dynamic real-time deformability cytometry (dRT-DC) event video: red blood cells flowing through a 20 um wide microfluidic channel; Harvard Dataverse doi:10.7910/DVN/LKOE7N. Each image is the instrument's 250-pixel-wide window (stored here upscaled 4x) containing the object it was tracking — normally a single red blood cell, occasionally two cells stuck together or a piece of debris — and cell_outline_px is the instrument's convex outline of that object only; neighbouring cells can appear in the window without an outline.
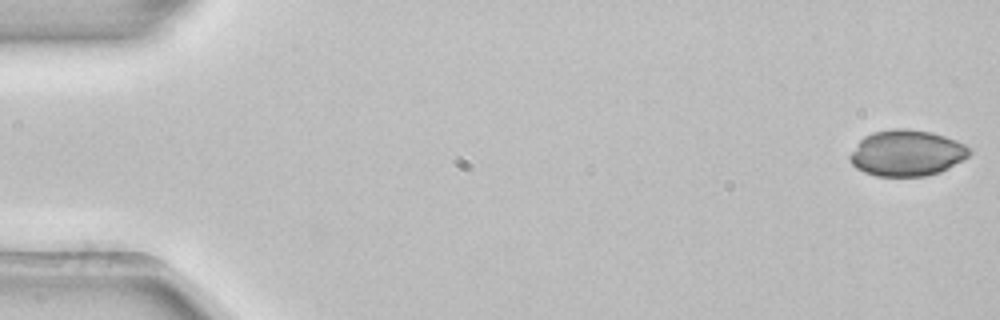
{"species": "common noctule bat (a hibernating species)", "species_latin": "Nyctalus noctula", "temperature_condition": "room temperature", "stored_images_in_passage": 5, "camera_frame_rate_fps": 3000, "um_per_image_px": 0.085, "animal": {"sex": "female", "body_mass_g": 22.7, "forearm_length_mm": 54.2}, "frame": {"image": 1, "passage_image": 1, "time_ms": 0.0, "image_size_px": [1000, 320], "cell_outline_px": [[972, 152], [968, 156], [948, 168], [940, 172], [924, 176], [876, 176], [864, 172], [856, 168], [848, 160], [848, 156], [860, 140], [864, 136], [872, 132], [892, 128], [908, 128], [932, 132], [956, 140], [972, 148]], "centroid_in_image_um": [77.06, 13.0], "position_along_channel_um": 7.9, "area_um2": 32.31}}